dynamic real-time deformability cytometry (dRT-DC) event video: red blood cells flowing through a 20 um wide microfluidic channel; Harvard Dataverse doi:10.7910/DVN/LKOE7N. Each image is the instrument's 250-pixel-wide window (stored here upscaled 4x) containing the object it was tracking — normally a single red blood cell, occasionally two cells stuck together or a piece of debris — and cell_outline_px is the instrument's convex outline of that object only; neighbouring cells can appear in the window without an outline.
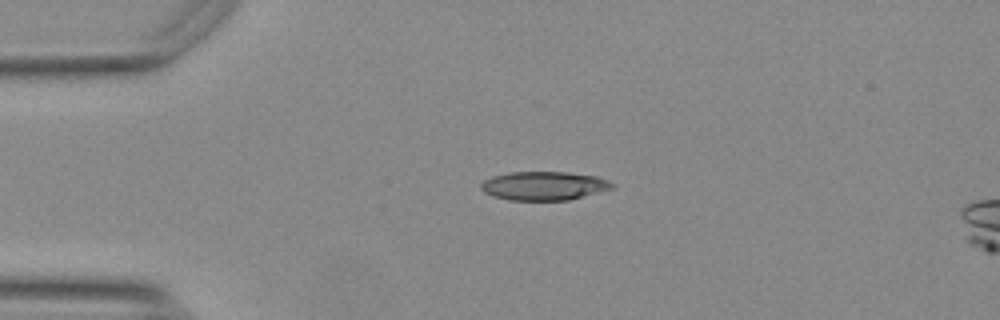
{"species": "Egyptian fruit bat (a non-hibernating species)", "species_latin": "Rousettus aegyptiacus", "temperature_condition": "warm", "stored_images_in_passage": 5, "camera_frame_rate_fps": 3000, "um_per_image_px": 0.085, "animal": {"sex": "female"}, "frame": {"image": 1, "passage_image": 1, "time_ms": 0.0, "image_size_px": [1000, 320], "cell_outline_px": [[616, 184], [612, 188], [568, 200], [508, 200], [492, 196], [484, 192], [480, 188], [480, 184], [484, 180], [492, 176], [512, 172], [568, 172], [596, 176]], "centroid_in_image_um": [46.19, 15.79], "position_along_channel_um": 38.8, "area_um2": 21.85}}